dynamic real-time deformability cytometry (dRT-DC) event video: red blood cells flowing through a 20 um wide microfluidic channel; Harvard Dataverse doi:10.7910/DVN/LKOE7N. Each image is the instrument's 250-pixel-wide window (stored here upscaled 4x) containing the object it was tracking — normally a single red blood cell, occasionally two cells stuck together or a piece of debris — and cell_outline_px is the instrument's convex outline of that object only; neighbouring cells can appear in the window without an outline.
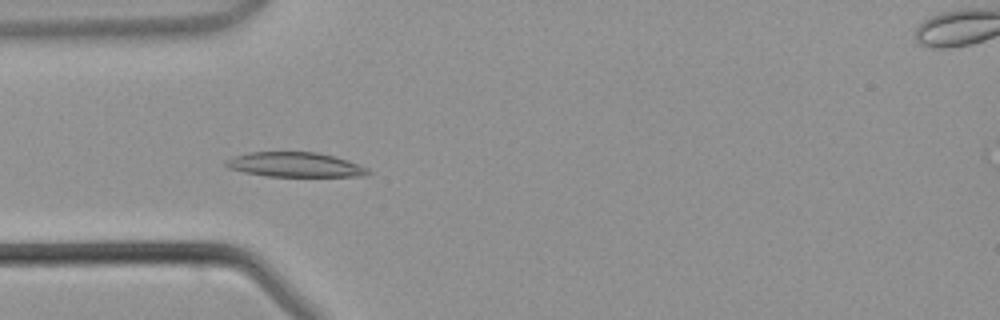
{"species": "common noctule bat (a hibernating species)", "species_latin": "Nyctalus noctula", "temperature_condition": "warm", "stored_images_in_passage": 45, "segment_of_instrument_passage": [1, 2], "camera_frame_rate_fps": 3000, "um_per_image_px": 0.085, "animal": {"sex": "male", "body_mass_g": 21.5, "forearm_length_mm": 52.0}, "frame": {"image": 1, "passage_image": 12, "time_ms": 3.667, "image_size_px": [1000, 320], "cell_outline_px": [[372, 172], [368, 176], [264, 176], [244, 172], [228, 168], [224, 164], [232, 156], [248, 152], [316, 152], [348, 160], [360, 164], [368, 168]], "centroid_in_image_um": [25.1, 14.0], "position_along_channel_um": 59.9, "area_um2": 20.52}}
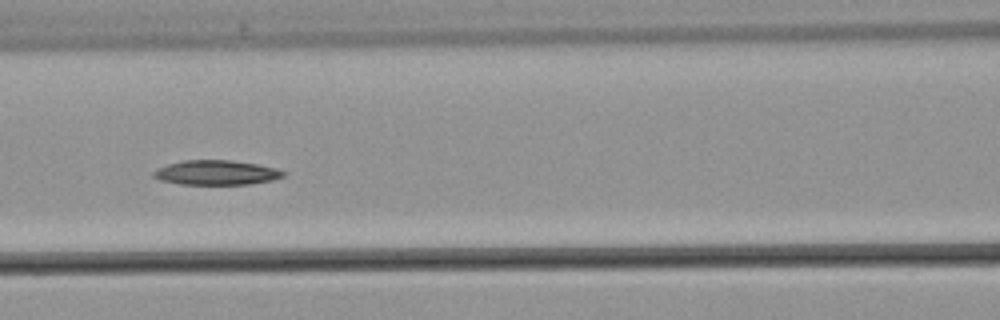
{"frame": {"image": 2, "passage_image": 18, "time_ms": 5.667, "image_size_px": [1000, 320], "cell_outline_px": [[284, 176], [272, 180], [252, 184], [180, 184], [160, 180], [152, 176], [152, 172], [156, 168], [168, 164], [184, 160], [232, 160], [256, 164], [276, 168], [284, 172]], "centroid_in_image_um": [18.35, 14.67], "position_along_channel_um": 148.2, "area_um2": 18.61}}
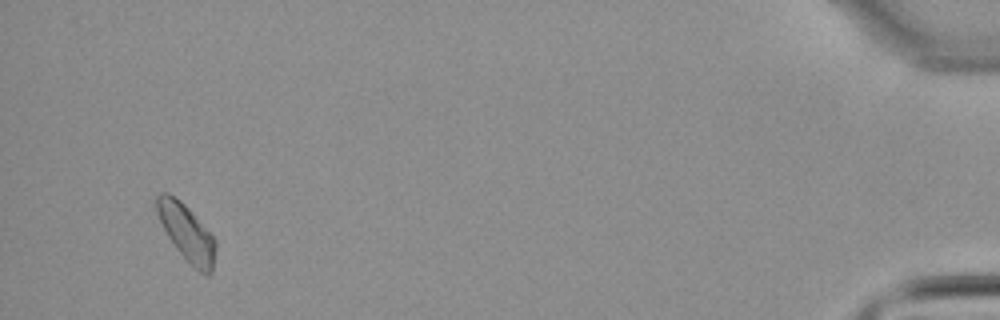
{"frame": {"image": 3, "passage_image": 42, "time_ms": 13.667, "image_size_px": [1000, 320], "cell_outline_px": [[216, 248], [212, 272], [208, 276], [204, 276], [176, 248], [168, 236], [160, 220], [156, 208], [156, 196], [160, 192], [168, 192], [180, 200], [188, 208], [216, 240]], "centroid_in_image_um": [15.88, 19.77], "position_along_channel_um": 419.3, "area_um2": 18.96}}